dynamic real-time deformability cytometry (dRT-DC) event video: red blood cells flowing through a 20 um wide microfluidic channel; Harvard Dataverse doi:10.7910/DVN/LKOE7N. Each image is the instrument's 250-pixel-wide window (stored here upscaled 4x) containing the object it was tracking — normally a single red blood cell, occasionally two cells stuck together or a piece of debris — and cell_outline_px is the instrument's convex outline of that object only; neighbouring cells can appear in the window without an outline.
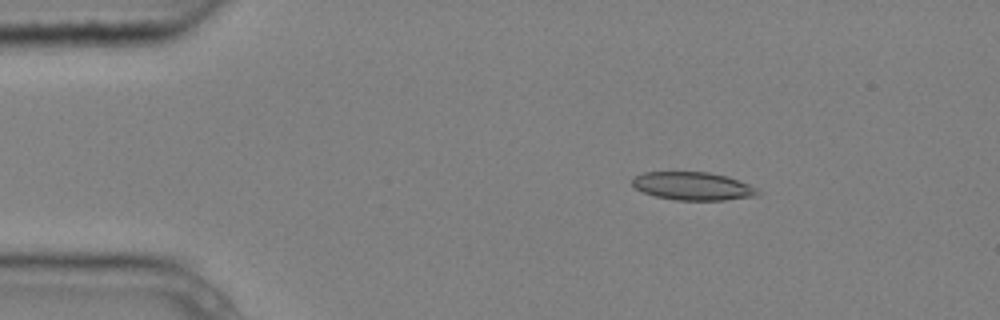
{"species": "common noctule bat (a hibernating species)", "species_latin": "Nyctalus noctula", "temperature_condition": "cold", "stored_images_in_passage": 4, "camera_frame_rate_fps": 3000, "um_per_image_px": 0.085, "animal": {"sex": "male", "body_mass_g": 20.4}, "frame": {"image": 1, "passage_image": 2, "time_ms": 0.333, "image_size_px": [1000, 320], "cell_outline_px": [[760, 192], [756, 196], [724, 200], [676, 200], [656, 196], [644, 192], [636, 188], [632, 184], [632, 180], [636, 176], [644, 172], [708, 172], [728, 176], [748, 184], [756, 188]], "centroid_in_image_um": [58.91, 15.82], "position_along_channel_um": 26.1, "area_um2": 20.4}}
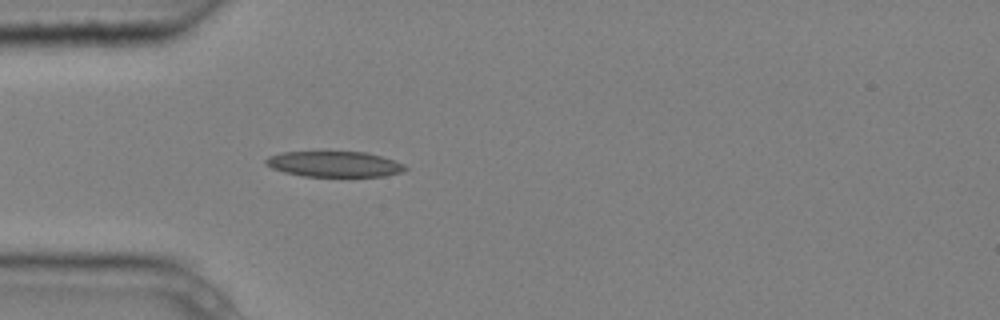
{"frame": {"image": 2, "passage_image": 4, "time_ms": 1.0, "image_size_px": [1000, 320], "cell_outline_px": [[408, 168], [400, 172], [384, 176], [304, 176], [284, 172], [272, 168], [264, 160], [268, 156], [284, 152], [364, 152], [380, 156], [404, 164]], "centroid_in_image_um": [28.41, 13.95], "position_along_channel_um": 56.6, "area_um2": 20.46}}